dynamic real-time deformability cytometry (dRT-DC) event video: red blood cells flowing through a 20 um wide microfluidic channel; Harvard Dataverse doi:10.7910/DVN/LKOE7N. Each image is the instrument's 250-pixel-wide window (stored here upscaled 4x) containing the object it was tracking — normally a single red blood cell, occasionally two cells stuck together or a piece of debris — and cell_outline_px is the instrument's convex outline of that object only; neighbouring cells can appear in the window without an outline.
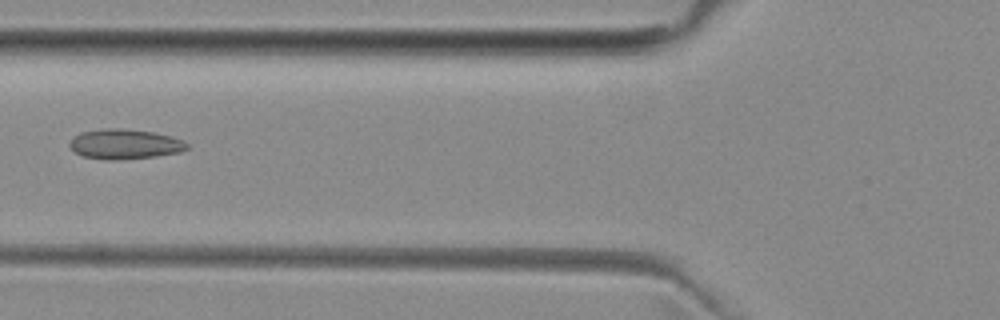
{"species": "common noctule bat (a hibernating species)", "species_latin": "Nyctalus noctula", "temperature_condition": "room temperature", "stored_images_in_passage": 6, "camera_frame_rate_fps": 3000, "um_per_image_px": 0.085, "animal": {"sex": "female", "body_mass_g": 29.2, "forearm_length_mm": 56.3}, "frame": {"image": 1, "passage_image": 5, "time_ms": 5.667, "image_size_px": [1000, 320], "cell_outline_px": [[188, 148], [180, 152], [156, 156], [116, 160], [104, 160], [84, 156], [76, 152], [68, 144], [80, 132], [104, 128], [124, 128], [152, 132], [172, 136], [184, 140], [188, 144]], "centroid_in_image_um": [10.63, 12.24], "position_along_channel_um": 115.2, "area_um2": 20.46}}
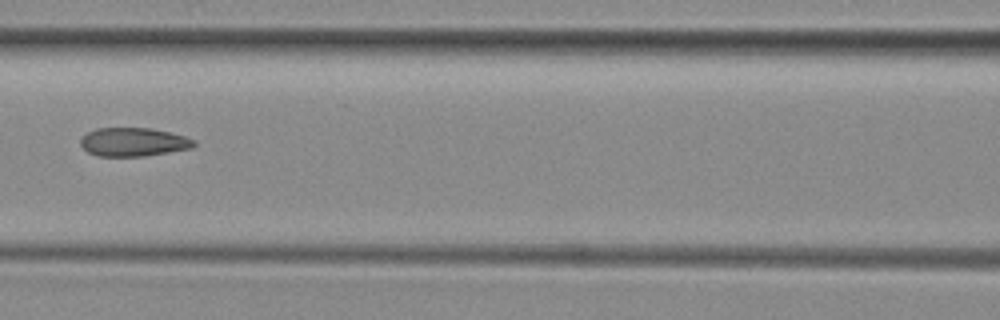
{"frame": {"image": 2, "passage_image": 6, "time_ms": 6.667, "image_size_px": [1000, 320], "cell_outline_px": [[196, 144], [192, 148], [144, 156], [96, 156], [88, 152], [80, 144], [80, 140], [88, 132], [96, 128], [152, 128], [184, 136], [196, 140]], "centroid_in_image_um": [11.34, 12.07], "position_along_channel_um": 155.3, "area_um2": 18.84}}